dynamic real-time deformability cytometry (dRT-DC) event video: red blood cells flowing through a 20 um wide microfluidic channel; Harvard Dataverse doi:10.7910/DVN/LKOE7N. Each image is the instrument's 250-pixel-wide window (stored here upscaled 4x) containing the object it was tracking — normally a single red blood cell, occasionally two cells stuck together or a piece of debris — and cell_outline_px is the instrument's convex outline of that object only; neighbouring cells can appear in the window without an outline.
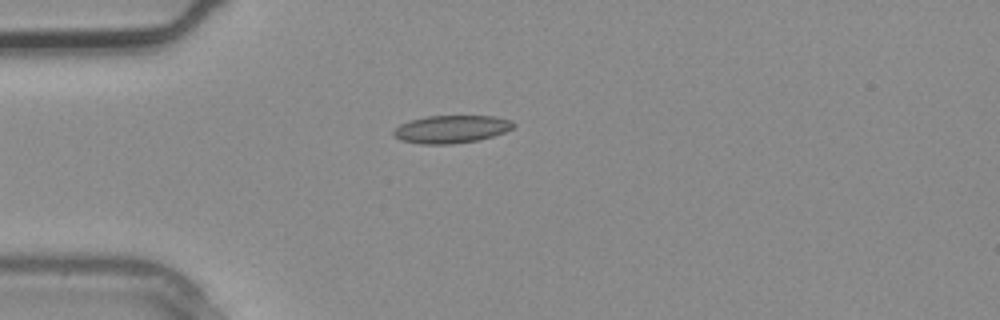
{"species": "common noctule bat (a hibernating species)", "species_latin": "Nyctalus noctula", "temperature_condition": "warm", "stored_images_in_passage": 3, "camera_frame_rate_fps": 3000, "um_per_image_px": 0.085, "animal": {"sex": "male", "body_mass_g": 20.4}, "frame": {"image": 1, "passage_image": 3, "time_ms": 0.667, "image_size_px": [1000, 320], "cell_outline_px": [[516, 124], [512, 128], [504, 132], [492, 136], [476, 140], [452, 144], [420, 144], [400, 140], [392, 136], [392, 132], [400, 124], [412, 120], [428, 116], [496, 116], [512, 120]], "centroid_in_image_um": [38.35, 10.98], "position_along_channel_um": 46.6, "area_um2": 19.36}}